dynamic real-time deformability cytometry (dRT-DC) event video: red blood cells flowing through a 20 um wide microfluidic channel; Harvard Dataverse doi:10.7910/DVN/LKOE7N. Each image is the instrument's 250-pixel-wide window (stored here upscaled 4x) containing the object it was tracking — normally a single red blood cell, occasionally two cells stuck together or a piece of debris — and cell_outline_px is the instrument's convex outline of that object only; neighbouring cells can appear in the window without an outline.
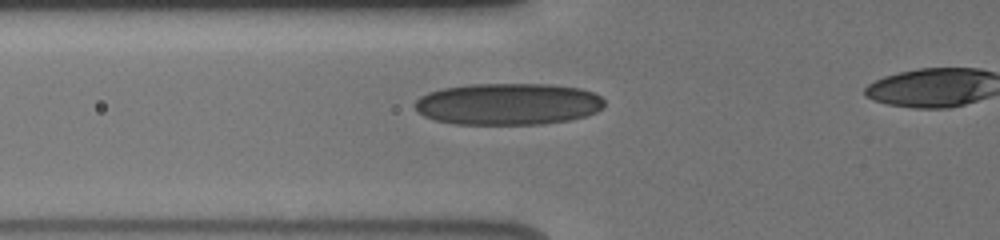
{"species": "human", "species_latin": "Homo sapiens", "temperature_condition": "cold", "stored_images_in_passage": 43, "camera_frame_rate_fps": 3000, "um_per_image_px": 0.085, "donor": {"sex": "male"}, "frame": {"image": 1, "passage_image": 16, "time_ms": 5.0, "image_size_px": [1000, 240], "cell_outline_px": [[604, 108], [596, 112], [584, 116], [568, 120], [540, 124], [456, 124], [436, 120], [424, 116], [416, 112], [412, 104], [420, 96], [428, 92], [444, 88], [468, 84], [552, 84], [580, 88], [592, 92], [600, 96], [604, 100]], "centroid_in_image_um": [43.16, 8.83], "position_along_channel_um": 82.6, "area_um2": 46.41}}
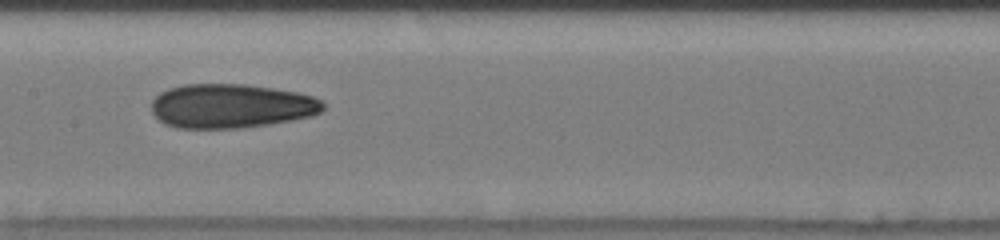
{"frame": {"image": 2, "passage_image": 24, "time_ms": 7.667, "image_size_px": [1000, 240], "cell_outline_px": [[324, 108], [320, 112], [312, 116], [268, 124], [240, 128], [176, 128], [164, 124], [152, 112], [152, 100], [160, 92], [168, 88], [184, 84], [244, 84], [272, 88], [296, 92], [312, 96], [320, 100], [324, 104]], "centroid_in_image_um": [19.61, 9.01], "position_along_channel_um": 187.8, "area_um2": 44.16}}
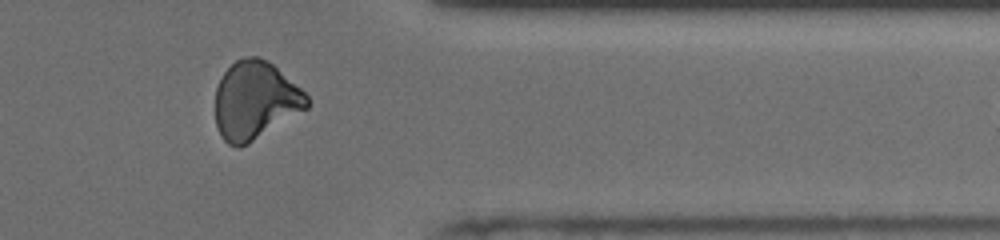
{"frame": {"image": 3, "passage_image": 40, "time_ms": 13.0, "image_size_px": [1000, 240], "cell_outline_px": [[308, 108], [248, 144], [240, 148], [236, 148], [228, 144], [220, 136], [216, 124], [216, 88], [224, 72], [236, 60], [244, 56], [260, 56], [268, 60], [300, 88], [308, 96]], "centroid_in_image_um": [21.68, 8.54], "position_along_channel_um": 389.7, "area_um2": 41.67}}